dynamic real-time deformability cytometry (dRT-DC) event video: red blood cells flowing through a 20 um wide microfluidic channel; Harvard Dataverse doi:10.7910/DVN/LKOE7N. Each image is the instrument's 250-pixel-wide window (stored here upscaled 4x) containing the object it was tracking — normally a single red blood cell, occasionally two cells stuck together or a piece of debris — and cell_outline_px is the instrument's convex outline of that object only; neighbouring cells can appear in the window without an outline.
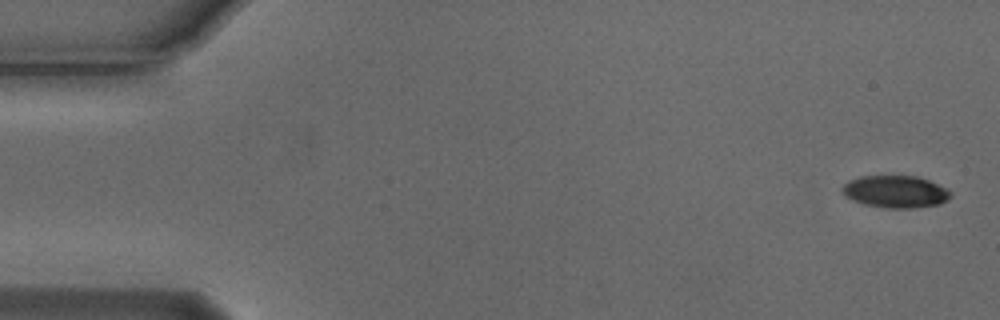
{"species": "Egyptian fruit bat (a non-hibernating species)", "species_latin": "Rousettus aegyptiacus", "temperature_condition": "cold", "stored_images_in_passage": 6, "camera_frame_rate_fps": 3000, "um_per_image_px": 0.085, "animal": {"sex": "male"}, "frame": {"image": 1, "passage_image": 1, "time_ms": 0.0, "image_size_px": [1000, 320], "cell_outline_px": [[952, 196], [948, 200], [940, 204], [912, 208], [884, 208], [864, 204], [840, 192], [840, 188], [848, 180], [860, 176], [916, 176], [928, 180], [948, 188], [952, 192]], "centroid_in_image_um": [76.14, 16.29], "position_along_channel_um": 8.9, "area_um2": 20.46}}
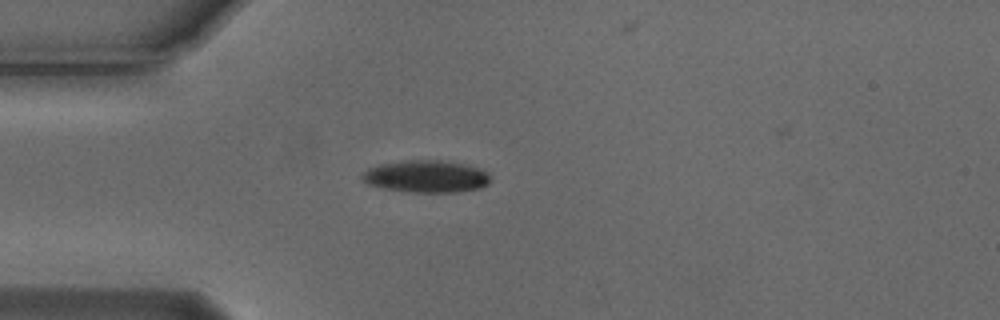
{"frame": {"image": 2, "passage_image": 4, "time_ms": 1.0, "image_size_px": [1000, 320], "cell_outline_px": [[488, 184], [480, 188], [456, 192], [412, 192], [384, 188], [368, 184], [360, 176], [368, 168], [380, 164], [404, 160], [440, 160], [468, 164], [480, 168], [488, 172]], "centroid_in_image_um": [36.24, 14.98], "position_along_channel_um": 48.8, "area_um2": 24.04}}